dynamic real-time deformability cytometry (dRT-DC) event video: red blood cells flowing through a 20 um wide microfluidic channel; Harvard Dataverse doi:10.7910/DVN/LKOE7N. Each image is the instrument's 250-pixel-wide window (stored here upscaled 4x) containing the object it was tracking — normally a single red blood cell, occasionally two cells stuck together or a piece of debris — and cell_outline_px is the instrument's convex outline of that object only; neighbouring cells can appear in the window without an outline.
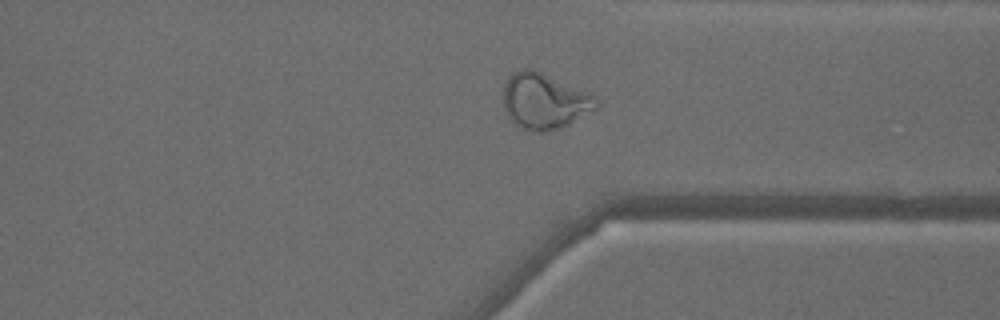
{"species": "common noctule bat (a hibernating species)", "species_latin": "Nyctalus noctula", "temperature_condition": "warm", "stored_images_in_passage": 44, "camera_frame_rate_fps": 3000, "um_per_image_px": 0.085, "animal": {"sex": "male", "body_mass_g": 18.8}, "frame": {"image": 1, "passage_image": 32, "time_ms": 10.333, "image_size_px": [1000, 320], "cell_outline_px": [[600, 108], [560, 128], [548, 132], [532, 132], [516, 124], [508, 116], [504, 108], [504, 84], [508, 76], [524, 68], [532, 68], [592, 92], [596, 96], [600, 104]], "centroid_in_image_um": [46.34, 8.58], "position_along_channel_um": 365.1, "area_um2": 30.75}}